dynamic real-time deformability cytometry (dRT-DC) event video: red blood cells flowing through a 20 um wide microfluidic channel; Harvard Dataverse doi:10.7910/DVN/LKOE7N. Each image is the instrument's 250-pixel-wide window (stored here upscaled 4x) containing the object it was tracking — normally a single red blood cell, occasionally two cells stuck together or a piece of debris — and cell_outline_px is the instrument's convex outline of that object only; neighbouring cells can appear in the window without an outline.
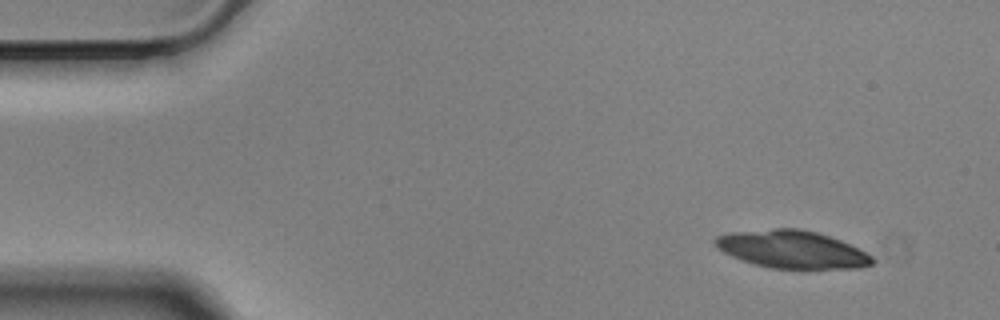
{"species": "Egyptian fruit bat (a non-hibernating species)", "species_latin": "Rousettus aegyptiacus", "temperature_condition": "cold", "stored_images_in_passage": 16, "camera_frame_rate_fps": 3000, "um_per_image_px": 0.085, "animal": {"sex": "male"}, "frame": {"image": 1, "passage_image": 1, "time_ms": 0.0, "image_size_px": [1000, 320], "cell_outline_px": [[876, 260], [872, 264], [860, 268], [772, 268], [752, 264], [732, 256], [716, 248], [712, 240], [716, 236], [732, 232], [776, 228], [800, 228], [816, 232], [840, 240], [872, 256]], "centroid_in_image_um": [67.28, 21.19], "position_along_channel_um": 17.7, "area_um2": 34.33}}